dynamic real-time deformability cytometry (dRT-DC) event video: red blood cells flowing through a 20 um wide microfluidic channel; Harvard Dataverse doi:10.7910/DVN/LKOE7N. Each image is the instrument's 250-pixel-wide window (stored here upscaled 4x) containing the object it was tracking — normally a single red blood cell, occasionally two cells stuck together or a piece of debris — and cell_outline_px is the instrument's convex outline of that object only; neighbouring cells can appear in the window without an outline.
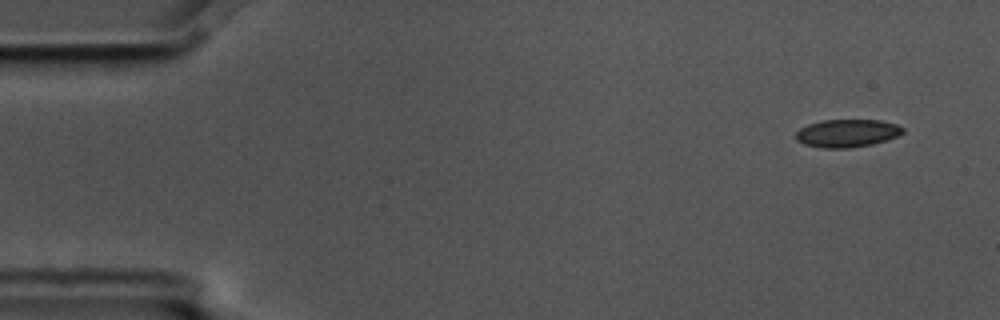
{"species": "common noctule bat (a hibernating species)", "species_latin": "Nyctalus noctula", "temperature_condition": "cold", "stored_images_in_passage": 4, "camera_frame_rate_fps": 3000, "um_per_image_px": 0.085, "animal": {"sex": "male", "body_mass_g": 17.5, "forearm_length_mm": 52.3}, "frame": {"image": 1, "passage_image": 1, "time_ms": 0.0, "image_size_px": [1000, 320], "cell_outline_px": [[904, 132], [900, 136], [872, 144], [848, 148], [824, 148], [804, 144], [796, 140], [796, 132], [800, 128], [808, 124], [820, 120], [880, 120], [896, 124], [904, 128]], "centroid_in_image_um": [72.02, 11.32], "position_along_channel_um": 13.0, "area_um2": 17.46}}